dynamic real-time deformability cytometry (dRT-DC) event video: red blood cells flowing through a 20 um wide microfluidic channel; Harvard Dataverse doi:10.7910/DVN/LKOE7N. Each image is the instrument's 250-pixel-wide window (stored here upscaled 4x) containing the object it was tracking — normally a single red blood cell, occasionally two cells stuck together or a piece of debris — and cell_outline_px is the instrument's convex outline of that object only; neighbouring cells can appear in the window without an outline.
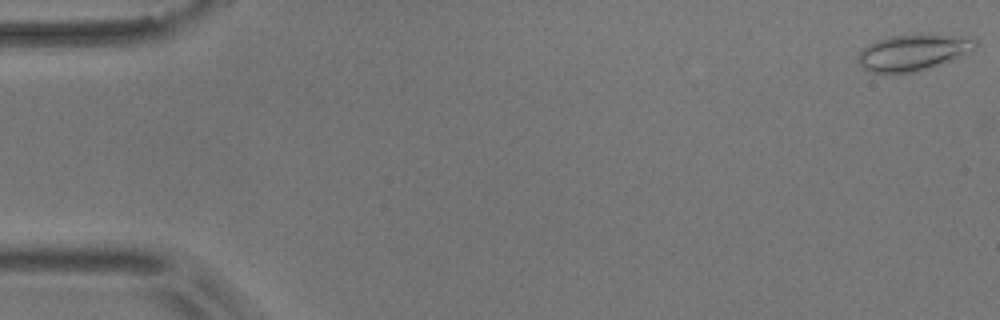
{"species": "common noctule bat (a hibernating species)", "species_latin": "Nyctalus noctula", "temperature_condition": "room temperature", "stored_images_in_passage": 17, "camera_frame_rate_fps": 3000, "um_per_image_px": 0.085, "animal": {"sex": "male", "body_mass_g": 17.9}, "frame": {"image": 1, "passage_image": 1, "time_ms": 0.0, "image_size_px": [1000, 320], "cell_outline_px": [[976, 48], [972, 52], [964, 56], [916, 72], [872, 72], [864, 68], [860, 64], [860, 52], [868, 44], [876, 40], [888, 36], [916, 32], [928, 32], [972, 36], [976, 40]], "centroid_in_image_um": [77.74, 4.38], "position_along_channel_um": 7.3, "area_um2": 25.55}}